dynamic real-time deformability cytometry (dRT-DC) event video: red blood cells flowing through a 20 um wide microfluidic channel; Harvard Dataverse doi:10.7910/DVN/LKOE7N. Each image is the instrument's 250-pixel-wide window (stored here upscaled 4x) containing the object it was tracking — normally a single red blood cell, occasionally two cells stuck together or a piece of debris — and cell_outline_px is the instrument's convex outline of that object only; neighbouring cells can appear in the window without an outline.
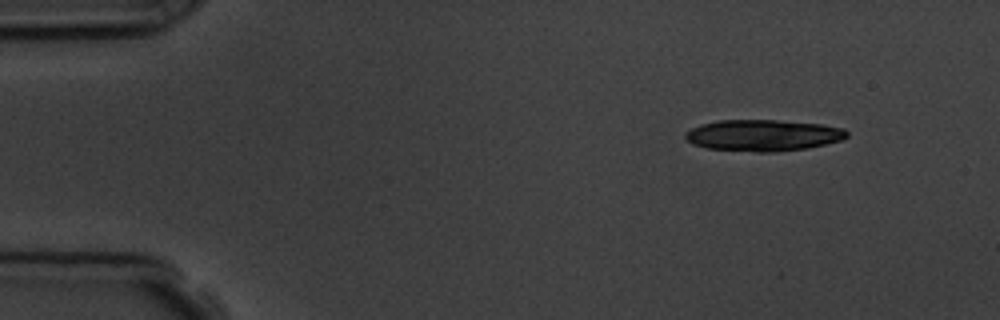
{"species": "common noctule bat (a hibernating species)", "species_latin": "Nyctalus noctula", "temperature_condition": "room temperature", "stored_images_in_passage": 5, "camera_frame_rate_fps": 3000, "um_per_image_px": 0.085, "animal": {"sex": "male", "body_mass_g": 19.5, "forearm_length_mm": 54.6}, "frame": {"image": 1, "passage_image": 1, "time_ms": 0.0, "image_size_px": [1000, 320], "cell_outline_px": [[848, 136], [844, 140], [808, 148], [776, 152], [756, 152], [708, 148], [692, 144], [684, 136], [684, 132], [700, 124], [716, 120], [776, 120], [820, 124], [844, 128], [848, 132]], "centroid_in_image_um": [64.87, 11.5], "position_along_channel_um": 20.1, "area_um2": 29.77}}